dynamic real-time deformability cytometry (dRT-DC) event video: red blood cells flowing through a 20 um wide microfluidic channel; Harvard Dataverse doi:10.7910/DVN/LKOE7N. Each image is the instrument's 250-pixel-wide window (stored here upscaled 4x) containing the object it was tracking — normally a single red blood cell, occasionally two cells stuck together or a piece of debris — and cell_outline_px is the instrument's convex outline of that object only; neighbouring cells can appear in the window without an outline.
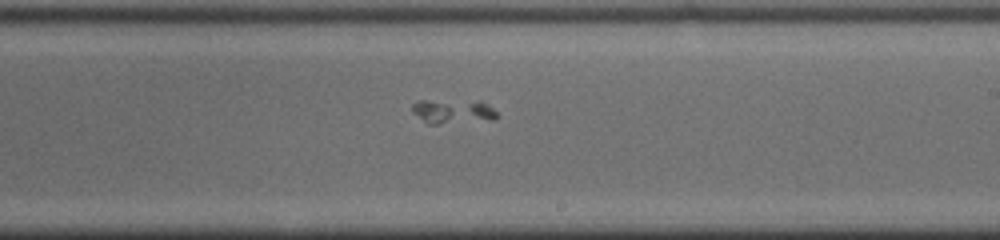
{"species": "common noctule bat (a hibernating species)", "species_latin": "Nyctalus noctula", "temperature_condition": "cold", "stored_images_in_passage": 38, "camera_frame_rate_fps": 3000, "um_per_image_px": 0.085, "animal": {"sex": "male", "body_mass_g": 19.0, "forearm_length_mm": 50.8}, "frame": {"image": 1, "passage_image": 17, "time_ms": 5.333, "image_size_px": [1000, 240], "cell_outline_px": [[500, 116], [496, 120], [436, 124], [428, 124], [412, 112], [412, 104], [416, 100], [480, 100], [492, 108]], "centroid_in_image_um": [38.52, 9.46], "position_along_channel_um": 250.5, "area_um2": 12.43}}
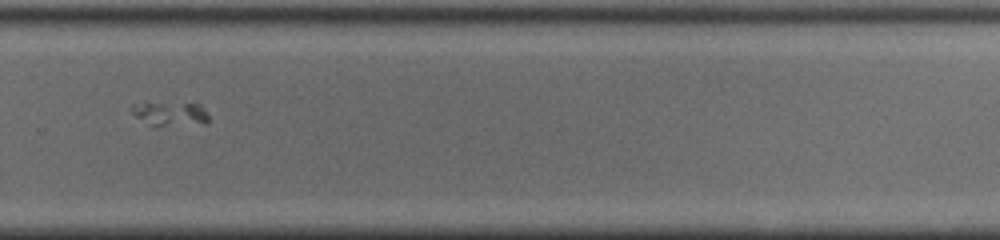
{"frame": {"image": 2, "passage_image": 22, "time_ms": 7.0, "image_size_px": [1000, 240], "cell_outline_px": [[208, 120], [204, 124], [152, 124], [136, 116], [128, 108], [132, 104], [144, 100], [196, 104], [208, 116]], "centroid_in_image_um": [14.35, 9.58], "position_along_channel_um": 315.4, "area_um2": 10.69}}
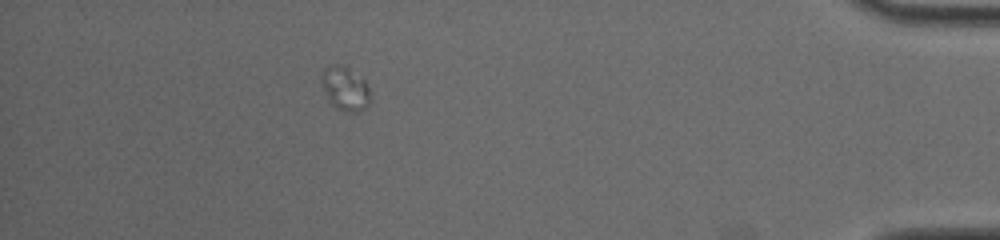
{"frame": {"image": 3, "passage_image": 33, "time_ms": 10.667, "image_size_px": [1000, 240], "cell_outline_px": [[368, 104], [364, 108], [356, 112], [348, 112], [332, 104], [324, 92], [320, 80], [320, 76], [324, 68], [332, 64], [344, 64], [364, 80], [368, 88]], "centroid_in_image_um": [29.28, 7.47], "position_along_channel_um": 405.9, "area_um2": 12.25}}